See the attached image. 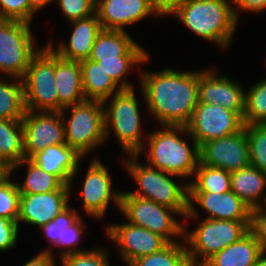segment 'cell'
<instances>
[{"instance_id":"obj_1","label":"cell","mask_w":266,"mask_h":266,"mask_svg":"<svg viewBox=\"0 0 266 266\" xmlns=\"http://www.w3.org/2000/svg\"><path fill=\"white\" fill-rule=\"evenodd\" d=\"M148 112L162 125L186 126L199 102V71L140 72Z\"/></svg>"},{"instance_id":"obj_2","label":"cell","mask_w":266,"mask_h":266,"mask_svg":"<svg viewBox=\"0 0 266 266\" xmlns=\"http://www.w3.org/2000/svg\"><path fill=\"white\" fill-rule=\"evenodd\" d=\"M162 129L149 132L144 145L137 153L147 154V164L163 172L190 178L200 162L199 146L192 139V148L181 135H190L186 126L162 125ZM180 133V134H179ZM148 148V149H147ZM183 177V178H182Z\"/></svg>"},{"instance_id":"obj_3","label":"cell","mask_w":266,"mask_h":266,"mask_svg":"<svg viewBox=\"0 0 266 266\" xmlns=\"http://www.w3.org/2000/svg\"><path fill=\"white\" fill-rule=\"evenodd\" d=\"M233 0H188L171 15L204 40L227 48L238 21Z\"/></svg>"},{"instance_id":"obj_4","label":"cell","mask_w":266,"mask_h":266,"mask_svg":"<svg viewBox=\"0 0 266 266\" xmlns=\"http://www.w3.org/2000/svg\"><path fill=\"white\" fill-rule=\"evenodd\" d=\"M125 156L128 159L123 161L124 168L139 187L129 193L174 209L184 218L188 213L189 183L182 181L179 185L173 178L181 177L139 163L137 154Z\"/></svg>"},{"instance_id":"obj_5","label":"cell","mask_w":266,"mask_h":266,"mask_svg":"<svg viewBox=\"0 0 266 266\" xmlns=\"http://www.w3.org/2000/svg\"><path fill=\"white\" fill-rule=\"evenodd\" d=\"M250 221L204 218L190 232L184 226V242L191 266H203L217 252L237 242L249 231Z\"/></svg>"},{"instance_id":"obj_6","label":"cell","mask_w":266,"mask_h":266,"mask_svg":"<svg viewBox=\"0 0 266 266\" xmlns=\"http://www.w3.org/2000/svg\"><path fill=\"white\" fill-rule=\"evenodd\" d=\"M108 101H103L106 141L113 132L122 153L137 154L146 144L141 130L139 103L134 89H123Z\"/></svg>"},{"instance_id":"obj_7","label":"cell","mask_w":266,"mask_h":266,"mask_svg":"<svg viewBox=\"0 0 266 266\" xmlns=\"http://www.w3.org/2000/svg\"><path fill=\"white\" fill-rule=\"evenodd\" d=\"M70 111L69 117L66 112ZM65 142L85 157L106 142L104 106L101 101L84 100L61 111ZM67 118V120H65Z\"/></svg>"},{"instance_id":"obj_8","label":"cell","mask_w":266,"mask_h":266,"mask_svg":"<svg viewBox=\"0 0 266 266\" xmlns=\"http://www.w3.org/2000/svg\"><path fill=\"white\" fill-rule=\"evenodd\" d=\"M32 32L28 22L0 19V75L24 77L31 59L42 48L37 47Z\"/></svg>"},{"instance_id":"obj_9","label":"cell","mask_w":266,"mask_h":266,"mask_svg":"<svg viewBox=\"0 0 266 266\" xmlns=\"http://www.w3.org/2000/svg\"><path fill=\"white\" fill-rule=\"evenodd\" d=\"M120 212L128 222L162 236L168 243L177 242V236L184 238L185 225L174 217L180 214L150 199L124 191L121 193Z\"/></svg>"},{"instance_id":"obj_10","label":"cell","mask_w":266,"mask_h":266,"mask_svg":"<svg viewBox=\"0 0 266 266\" xmlns=\"http://www.w3.org/2000/svg\"><path fill=\"white\" fill-rule=\"evenodd\" d=\"M22 81L26 110L58 112L55 52L47 44L31 59Z\"/></svg>"},{"instance_id":"obj_11","label":"cell","mask_w":266,"mask_h":266,"mask_svg":"<svg viewBox=\"0 0 266 266\" xmlns=\"http://www.w3.org/2000/svg\"><path fill=\"white\" fill-rule=\"evenodd\" d=\"M243 118L235 111L216 104L198 102L186 128L200 147L203 143L240 131Z\"/></svg>"},{"instance_id":"obj_12","label":"cell","mask_w":266,"mask_h":266,"mask_svg":"<svg viewBox=\"0 0 266 266\" xmlns=\"http://www.w3.org/2000/svg\"><path fill=\"white\" fill-rule=\"evenodd\" d=\"M199 156L202 165L230 173L251 165L245 127L232 135L203 143L199 147Z\"/></svg>"},{"instance_id":"obj_13","label":"cell","mask_w":266,"mask_h":266,"mask_svg":"<svg viewBox=\"0 0 266 266\" xmlns=\"http://www.w3.org/2000/svg\"><path fill=\"white\" fill-rule=\"evenodd\" d=\"M22 126L25 159L46 147L66 144L61 112L27 110Z\"/></svg>"},{"instance_id":"obj_14","label":"cell","mask_w":266,"mask_h":266,"mask_svg":"<svg viewBox=\"0 0 266 266\" xmlns=\"http://www.w3.org/2000/svg\"><path fill=\"white\" fill-rule=\"evenodd\" d=\"M105 235L116 243L115 247L127 266L138 258L160 251L168 244L162 236L128 221L107 224Z\"/></svg>"},{"instance_id":"obj_15","label":"cell","mask_w":266,"mask_h":266,"mask_svg":"<svg viewBox=\"0 0 266 266\" xmlns=\"http://www.w3.org/2000/svg\"><path fill=\"white\" fill-rule=\"evenodd\" d=\"M88 168L81 191L85 212L95 219L104 218L111 201L120 210L122 192L112 188V177L105 164L93 158Z\"/></svg>"},{"instance_id":"obj_16","label":"cell","mask_w":266,"mask_h":266,"mask_svg":"<svg viewBox=\"0 0 266 266\" xmlns=\"http://www.w3.org/2000/svg\"><path fill=\"white\" fill-rule=\"evenodd\" d=\"M207 212L206 219L250 221L251 208L233 191L225 193L189 192L188 213L185 216L196 220L199 218L197 206Z\"/></svg>"},{"instance_id":"obj_17","label":"cell","mask_w":266,"mask_h":266,"mask_svg":"<svg viewBox=\"0 0 266 266\" xmlns=\"http://www.w3.org/2000/svg\"><path fill=\"white\" fill-rule=\"evenodd\" d=\"M218 70L199 71V102L216 104L237 112L245 111V90L239 82L227 76H218Z\"/></svg>"},{"instance_id":"obj_18","label":"cell","mask_w":266,"mask_h":266,"mask_svg":"<svg viewBox=\"0 0 266 266\" xmlns=\"http://www.w3.org/2000/svg\"><path fill=\"white\" fill-rule=\"evenodd\" d=\"M71 190L48 193H20L18 225L20 222L41 228L68 206Z\"/></svg>"},{"instance_id":"obj_19","label":"cell","mask_w":266,"mask_h":266,"mask_svg":"<svg viewBox=\"0 0 266 266\" xmlns=\"http://www.w3.org/2000/svg\"><path fill=\"white\" fill-rule=\"evenodd\" d=\"M96 14L104 30H122L154 14L151 0H96Z\"/></svg>"},{"instance_id":"obj_20","label":"cell","mask_w":266,"mask_h":266,"mask_svg":"<svg viewBox=\"0 0 266 266\" xmlns=\"http://www.w3.org/2000/svg\"><path fill=\"white\" fill-rule=\"evenodd\" d=\"M73 30L68 44L62 40L57 48L51 41L47 45L61 58L81 62L89 59L97 35L102 31L97 14L85 19L70 21Z\"/></svg>"},{"instance_id":"obj_21","label":"cell","mask_w":266,"mask_h":266,"mask_svg":"<svg viewBox=\"0 0 266 266\" xmlns=\"http://www.w3.org/2000/svg\"><path fill=\"white\" fill-rule=\"evenodd\" d=\"M84 158L75 148L67 144L52 145L33 155L30 160L47 173L56 175L72 188L79 162Z\"/></svg>"},{"instance_id":"obj_22","label":"cell","mask_w":266,"mask_h":266,"mask_svg":"<svg viewBox=\"0 0 266 266\" xmlns=\"http://www.w3.org/2000/svg\"><path fill=\"white\" fill-rule=\"evenodd\" d=\"M55 86L58 112L86 100L82 86L80 62L66 60L55 53Z\"/></svg>"},{"instance_id":"obj_23","label":"cell","mask_w":266,"mask_h":266,"mask_svg":"<svg viewBox=\"0 0 266 266\" xmlns=\"http://www.w3.org/2000/svg\"><path fill=\"white\" fill-rule=\"evenodd\" d=\"M134 39L122 30H104L97 35L90 60L117 59L119 56H149Z\"/></svg>"},{"instance_id":"obj_24","label":"cell","mask_w":266,"mask_h":266,"mask_svg":"<svg viewBox=\"0 0 266 266\" xmlns=\"http://www.w3.org/2000/svg\"><path fill=\"white\" fill-rule=\"evenodd\" d=\"M263 252L259 242L248 231L237 242L217 252L203 266H254Z\"/></svg>"},{"instance_id":"obj_25","label":"cell","mask_w":266,"mask_h":266,"mask_svg":"<svg viewBox=\"0 0 266 266\" xmlns=\"http://www.w3.org/2000/svg\"><path fill=\"white\" fill-rule=\"evenodd\" d=\"M80 67L86 100L109 102L110 97L123 90L96 61L83 60Z\"/></svg>"},{"instance_id":"obj_26","label":"cell","mask_w":266,"mask_h":266,"mask_svg":"<svg viewBox=\"0 0 266 266\" xmlns=\"http://www.w3.org/2000/svg\"><path fill=\"white\" fill-rule=\"evenodd\" d=\"M231 191L251 209L261 208L266 201V174L252 165L231 172Z\"/></svg>"},{"instance_id":"obj_27","label":"cell","mask_w":266,"mask_h":266,"mask_svg":"<svg viewBox=\"0 0 266 266\" xmlns=\"http://www.w3.org/2000/svg\"><path fill=\"white\" fill-rule=\"evenodd\" d=\"M26 166L27 173L23 182H16L20 193H48L56 190H71L69 185L64 184L56 175L42 170L30 159H23L12 167V172L19 167Z\"/></svg>"},{"instance_id":"obj_28","label":"cell","mask_w":266,"mask_h":266,"mask_svg":"<svg viewBox=\"0 0 266 266\" xmlns=\"http://www.w3.org/2000/svg\"><path fill=\"white\" fill-rule=\"evenodd\" d=\"M23 159L22 120L0 119V160L13 167Z\"/></svg>"},{"instance_id":"obj_29","label":"cell","mask_w":266,"mask_h":266,"mask_svg":"<svg viewBox=\"0 0 266 266\" xmlns=\"http://www.w3.org/2000/svg\"><path fill=\"white\" fill-rule=\"evenodd\" d=\"M5 82L0 77V119L22 120L26 113L23 81L20 78L10 77Z\"/></svg>"},{"instance_id":"obj_30","label":"cell","mask_w":266,"mask_h":266,"mask_svg":"<svg viewBox=\"0 0 266 266\" xmlns=\"http://www.w3.org/2000/svg\"><path fill=\"white\" fill-rule=\"evenodd\" d=\"M188 183L189 192L225 193L231 191V173L199 162L193 181Z\"/></svg>"},{"instance_id":"obj_31","label":"cell","mask_w":266,"mask_h":266,"mask_svg":"<svg viewBox=\"0 0 266 266\" xmlns=\"http://www.w3.org/2000/svg\"><path fill=\"white\" fill-rule=\"evenodd\" d=\"M129 266H191L186 244L168 243L160 251L134 260Z\"/></svg>"},{"instance_id":"obj_32","label":"cell","mask_w":266,"mask_h":266,"mask_svg":"<svg viewBox=\"0 0 266 266\" xmlns=\"http://www.w3.org/2000/svg\"><path fill=\"white\" fill-rule=\"evenodd\" d=\"M244 125L266 123V78L245 91Z\"/></svg>"},{"instance_id":"obj_33","label":"cell","mask_w":266,"mask_h":266,"mask_svg":"<svg viewBox=\"0 0 266 266\" xmlns=\"http://www.w3.org/2000/svg\"><path fill=\"white\" fill-rule=\"evenodd\" d=\"M149 58V56H119L117 59H102L96 62L122 89H133L130 81L128 82L125 75H127L130 70H134V66L146 63Z\"/></svg>"},{"instance_id":"obj_34","label":"cell","mask_w":266,"mask_h":266,"mask_svg":"<svg viewBox=\"0 0 266 266\" xmlns=\"http://www.w3.org/2000/svg\"><path fill=\"white\" fill-rule=\"evenodd\" d=\"M244 127L248 136L251 165L266 174V123Z\"/></svg>"},{"instance_id":"obj_35","label":"cell","mask_w":266,"mask_h":266,"mask_svg":"<svg viewBox=\"0 0 266 266\" xmlns=\"http://www.w3.org/2000/svg\"><path fill=\"white\" fill-rule=\"evenodd\" d=\"M10 177L0 185V217L16 221L19 215L20 192L16 182Z\"/></svg>"},{"instance_id":"obj_36","label":"cell","mask_w":266,"mask_h":266,"mask_svg":"<svg viewBox=\"0 0 266 266\" xmlns=\"http://www.w3.org/2000/svg\"><path fill=\"white\" fill-rule=\"evenodd\" d=\"M61 266H110L107 250L97 247L59 258Z\"/></svg>"},{"instance_id":"obj_37","label":"cell","mask_w":266,"mask_h":266,"mask_svg":"<svg viewBox=\"0 0 266 266\" xmlns=\"http://www.w3.org/2000/svg\"><path fill=\"white\" fill-rule=\"evenodd\" d=\"M80 214L77 209L71 208V206H67L64 210H62L52 221L42 226L43 234L46 238L55 245L60 238L61 228H67L73 225L79 218Z\"/></svg>"},{"instance_id":"obj_38","label":"cell","mask_w":266,"mask_h":266,"mask_svg":"<svg viewBox=\"0 0 266 266\" xmlns=\"http://www.w3.org/2000/svg\"><path fill=\"white\" fill-rule=\"evenodd\" d=\"M85 222L80 217L73 225L67 228H61L60 238L54 245L57 247H63L64 249L59 252V258L71 254L86 251L85 249H78V243L81 241V236L85 232Z\"/></svg>"},{"instance_id":"obj_39","label":"cell","mask_w":266,"mask_h":266,"mask_svg":"<svg viewBox=\"0 0 266 266\" xmlns=\"http://www.w3.org/2000/svg\"><path fill=\"white\" fill-rule=\"evenodd\" d=\"M70 21L85 19L96 14V0H54Z\"/></svg>"},{"instance_id":"obj_40","label":"cell","mask_w":266,"mask_h":266,"mask_svg":"<svg viewBox=\"0 0 266 266\" xmlns=\"http://www.w3.org/2000/svg\"><path fill=\"white\" fill-rule=\"evenodd\" d=\"M37 12L28 0H0V19L20 20L30 23Z\"/></svg>"},{"instance_id":"obj_41","label":"cell","mask_w":266,"mask_h":266,"mask_svg":"<svg viewBox=\"0 0 266 266\" xmlns=\"http://www.w3.org/2000/svg\"><path fill=\"white\" fill-rule=\"evenodd\" d=\"M19 225L5 217H0V251H7L17 244Z\"/></svg>"},{"instance_id":"obj_42","label":"cell","mask_w":266,"mask_h":266,"mask_svg":"<svg viewBox=\"0 0 266 266\" xmlns=\"http://www.w3.org/2000/svg\"><path fill=\"white\" fill-rule=\"evenodd\" d=\"M249 231L266 251V213L261 208L251 209Z\"/></svg>"},{"instance_id":"obj_43","label":"cell","mask_w":266,"mask_h":266,"mask_svg":"<svg viewBox=\"0 0 266 266\" xmlns=\"http://www.w3.org/2000/svg\"><path fill=\"white\" fill-rule=\"evenodd\" d=\"M235 19L239 22L240 12L250 11L260 14L266 10V0H233Z\"/></svg>"},{"instance_id":"obj_44","label":"cell","mask_w":266,"mask_h":266,"mask_svg":"<svg viewBox=\"0 0 266 266\" xmlns=\"http://www.w3.org/2000/svg\"><path fill=\"white\" fill-rule=\"evenodd\" d=\"M188 0H151L153 9L159 17L168 16L174 13L181 5Z\"/></svg>"},{"instance_id":"obj_45","label":"cell","mask_w":266,"mask_h":266,"mask_svg":"<svg viewBox=\"0 0 266 266\" xmlns=\"http://www.w3.org/2000/svg\"><path fill=\"white\" fill-rule=\"evenodd\" d=\"M48 248L31 258L23 266H57L54 260V254L52 253V247Z\"/></svg>"},{"instance_id":"obj_46","label":"cell","mask_w":266,"mask_h":266,"mask_svg":"<svg viewBox=\"0 0 266 266\" xmlns=\"http://www.w3.org/2000/svg\"><path fill=\"white\" fill-rule=\"evenodd\" d=\"M12 166L6 161L0 160V185L6 182L12 175Z\"/></svg>"},{"instance_id":"obj_47","label":"cell","mask_w":266,"mask_h":266,"mask_svg":"<svg viewBox=\"0 0 266 266\" xmlns=\"http://www.w3.org/2000/svg\"><path fill=\"white\" fill-rule=\"evenodd\" d=\"M29 5L36 11L39 12L44 7L48 6L54 0H28Z\"/></svg>"},{"instance_id":"obj_48","label":"cell","mask_w":266,"mask_h":266,"mask_svg":"<svg viewBox=\"0 0 266 266\" xmlns=\"http://www.w3.org/2000/svg\"><path fill=\"white\" fill-rule=\"evenodd\" d=\"M254 266H266V251L260 255Z\"/></svg>"},{"instance_id":"obj_49","label":"cell","mask_w":266,"mask_h":266,"mask_svg":"<svg viewBox=\"0 0 266 266\" xmlns=\"http://www.w3.org/2000/svg\"><path fill=\"white\" fill-rule=\"evenodd\" d=\"M263 203H264V205L261 207V209L266 213V201Z\"/></svg>"}]
</instances>
